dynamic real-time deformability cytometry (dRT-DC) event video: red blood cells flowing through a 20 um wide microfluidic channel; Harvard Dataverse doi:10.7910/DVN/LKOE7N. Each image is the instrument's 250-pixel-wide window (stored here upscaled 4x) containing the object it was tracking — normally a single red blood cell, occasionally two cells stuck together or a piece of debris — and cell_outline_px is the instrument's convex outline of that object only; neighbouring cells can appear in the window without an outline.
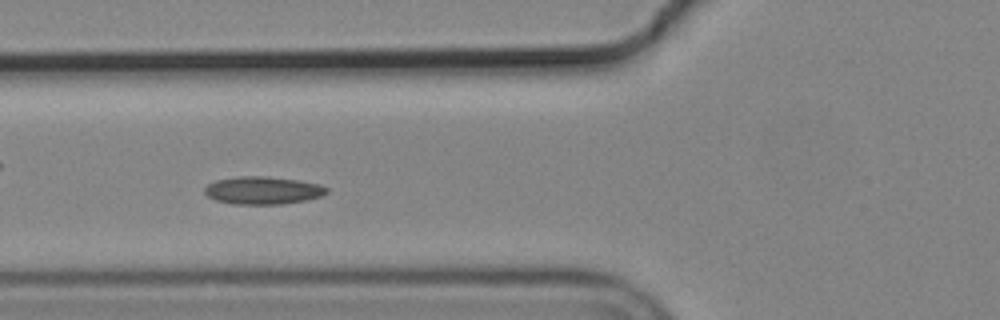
{"species": "common noctule bat (a hibernating species)", "species_latin": "Nyctalus noctula", "temperature_condition": "cold", "stored_images_in_passage": 53, "camera_frame_rate_fps": 3000, "um_per_image_px": 0.085, "animal": {"sex": "male", "body_mass_g": 19.2, "forearm_length_mm": 51.8}, "frame": {"image": 1, "passage_image": 18, "time_ms": 5.667, "image_size_px": [1000, 320], "cell_outline_px": [[328, 192], [320, 196], [308, 200], [284, 204], [232, 204], [216, 200], [208, 196], [204, 192], [204, 188], [208, 184], [216, 180], [240, 176], [268, 176], [300, 180], [320, 184], [328, 188]], "centroid_in_image_um": [22.37, 16.18], "position_along_channel_um": 103.4, "area_um2": 19.88}}
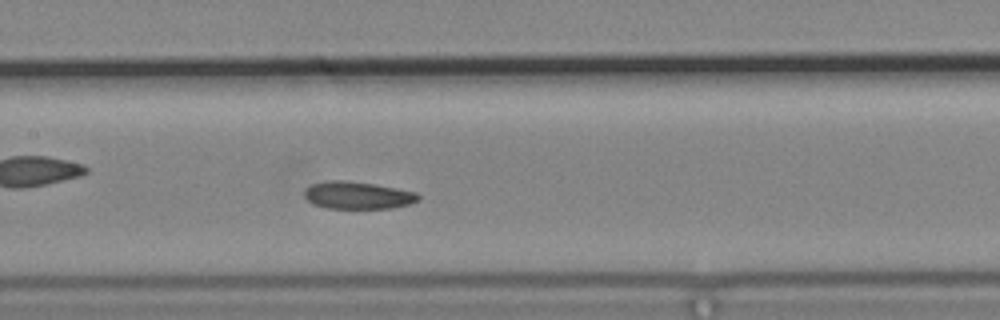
{"frame": {"image": 2, "passage_image": 24, "time_ms": 7.667, "image_size_px": [1000, 320], "cell_outline_px": [[420, 200], [412, 204], [392, 208], [328, 208], [312, 204], [304, 196], [304, 188], [312, 184], [324, 180], [344, 180], [372, 184], [396, 188], [416, 192], [420, 196]], "centroid_in_image_um": [30.4, 16.6], "position_along_channel_um": 177.0, "area_um2": 18.32}}
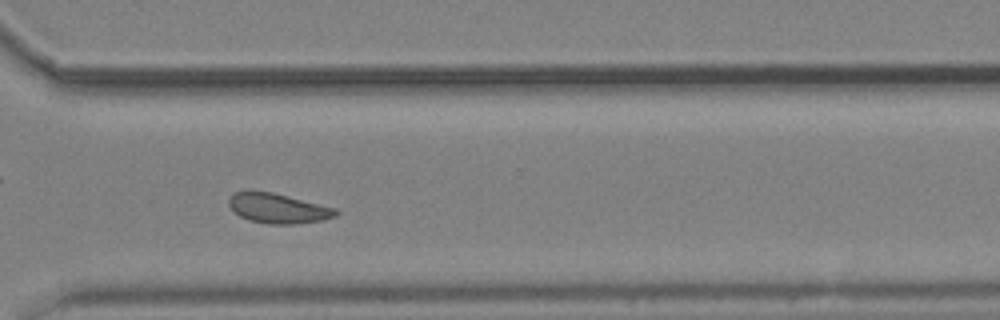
{"frame": {"image": 3, "passage_image": 38, "time_ms": 12.333, "image_size_px": [1000, 320], "cell_outline_px": [[340, 212], [336, 216], [324, 220], [296, 224], [268, 224], [248, 220], [240, 216], [228, 204], [228, 200], [236, 192], [248, 188], [272, 192], [336, 208]], "centroid_in_image_um": [23.63, 17.69], "position_along_channel_um": 347.0, "area_um2": 18.9}, "authors_computed_cell_mechanics": {"area_um2": 18.6694, "velocity_mm_per_s": 3.6553, "shape_relaxation_time_tau1_ms": null, "shape_relaxation_time_tau2_ms": 4.4766, "deformation_change_tau1": null, "deformation_change_tau2": 0.1015}}